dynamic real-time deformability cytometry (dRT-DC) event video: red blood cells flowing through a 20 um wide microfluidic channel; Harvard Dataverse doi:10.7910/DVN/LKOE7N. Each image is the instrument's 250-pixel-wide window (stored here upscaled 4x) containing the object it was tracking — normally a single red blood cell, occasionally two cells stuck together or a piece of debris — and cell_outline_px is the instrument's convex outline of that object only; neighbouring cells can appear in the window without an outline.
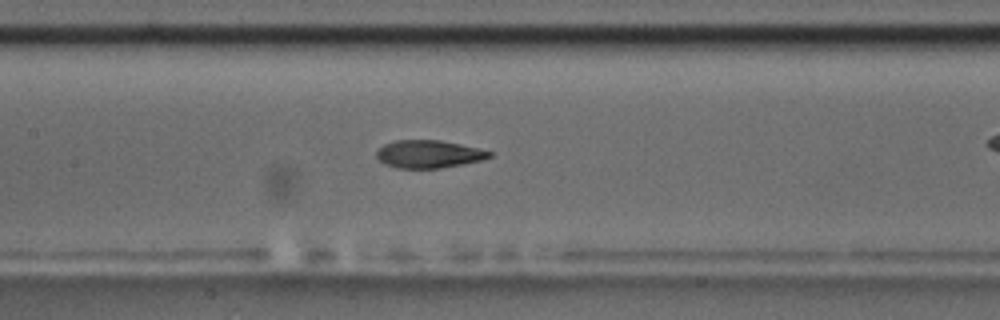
{"species": "common noctule bat (a hibernating species)", "species_latin": "Nyctalus noctula", "temperature_condition": "room temperature", "stored_images_in_passage": 44, "camera_frame_rate_fps": 3000, "um_per_image_px": 0.085, "animal": {"sex": "male", "body_mass_g": 17.5, "forearm_length_mm": 52.3}, "frame": {"image": 1, "passage_image": 26, "time_ms": 8.333, "image_size_px": [1000, 320], "cell_outline_px": [[492, 156], [480, 160], [440, 168], [396, 168], [384, 164], [376, 156], [376, 152], [384, 144], [396, 140], [440, 140], [460, 144], [492, 152]], "centroid_in_image_um": [36.4, 13.09], "position_along_channel_um": 171.0, "area_um2": 18.03}}